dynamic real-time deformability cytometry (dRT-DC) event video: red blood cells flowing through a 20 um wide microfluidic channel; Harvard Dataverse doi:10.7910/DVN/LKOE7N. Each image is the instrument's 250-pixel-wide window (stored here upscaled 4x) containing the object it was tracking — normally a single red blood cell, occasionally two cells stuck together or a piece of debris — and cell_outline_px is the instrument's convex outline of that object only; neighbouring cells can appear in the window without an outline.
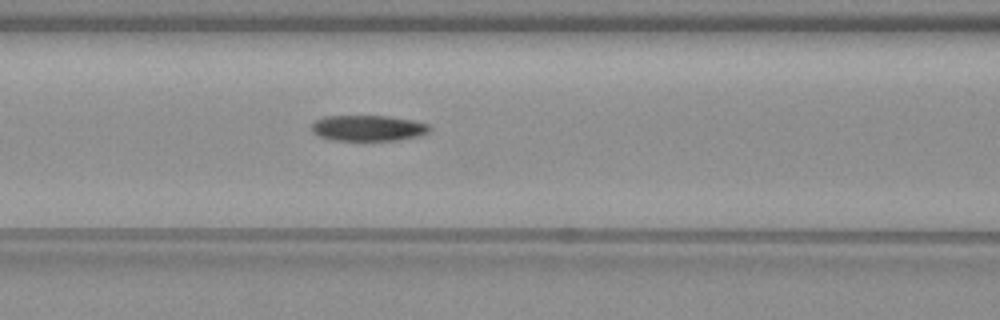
{"species": "common noctule bat (a hibernating species)", "species_latin": "Nyctalus noctula", "temperature_condition": "warm", "stored_images_in_passage": 45, "camera_frame_rate_fps": 3000, "um_per_image_px": 0.085, "animal": {"sex": "female", "body_mass_g": 19.3, "forearm_length_mm": 54.1}, "frame": {"image": 1, "passage_image": 14, "time_ms": 4.333, "image_size_px": [1000, 320], "cell_outline_px": [[432, 128], [428, 132], [416, 136], [396, 140], [328, 140], [312, 132], [312, 124], [316, 120], [324, 116], [388, 116], [412, 120], [428, 124]], "centroid_in_image_um": [31.26, 10.88], "position_along_channel_um": 135.3, "area_um2": 17.63}}